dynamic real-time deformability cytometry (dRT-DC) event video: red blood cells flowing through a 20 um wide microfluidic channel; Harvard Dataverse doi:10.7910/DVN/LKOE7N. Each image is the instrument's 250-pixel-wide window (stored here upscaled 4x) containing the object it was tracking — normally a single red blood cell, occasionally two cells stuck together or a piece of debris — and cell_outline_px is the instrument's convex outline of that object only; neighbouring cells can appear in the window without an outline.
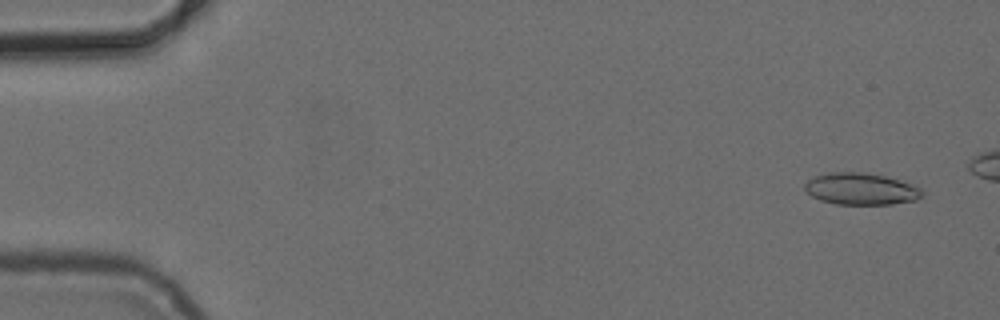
{"species": "common noctule bat (a hibernating species)", "species_latin": "Nyctalus noctula", "temperature_condition": "cold", "stored_images_in_passage": 3, "camera_frame_rate_fps": 3000, "um_per_image_px": 0.085, "animal": {"sex": "female", "body_mass_g": 24.6, "forearm_length_mm": 56.2}, "frame": {"image": 1, "passage_image": 1, "time_ms": 0.0, "image_size_px": [1000, 320], "cell_outline_px": [[924, 196], [916, 200], [892, 204], [836, 204], [820, 200], [812, 196], [804, 188], [804, 184], [808, 180], [816, 176], [828, 172], [860, 172], [884, 176], [920, 188], [924, 192]], "centroid_in_image_um": [73.16, 16.07], "position_along_channel_um": 11.8, "area_um2": 21.5}}